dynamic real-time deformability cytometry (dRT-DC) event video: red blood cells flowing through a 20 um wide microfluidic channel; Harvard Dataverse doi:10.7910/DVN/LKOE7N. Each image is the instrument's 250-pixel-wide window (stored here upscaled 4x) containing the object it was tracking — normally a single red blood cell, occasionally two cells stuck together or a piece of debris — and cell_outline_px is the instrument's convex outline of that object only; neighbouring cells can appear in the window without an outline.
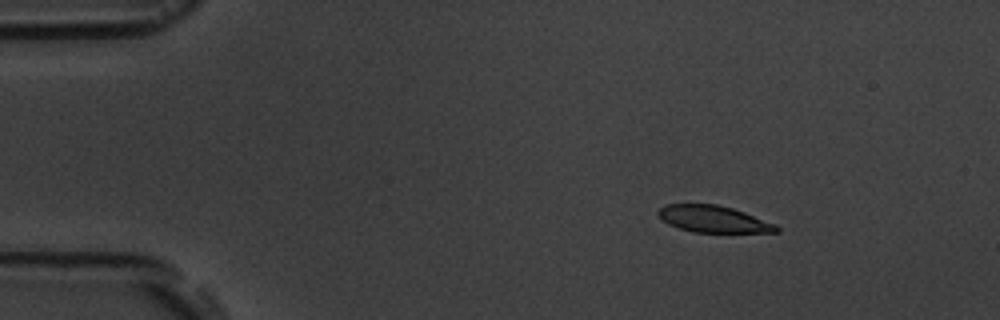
{"species": "common noctule bat (a hibernating species)", "species_latin": "Nyctalus noctula", "temperature_condition": "room temperature", "stored_images_in_passage": 3, "camera_frame_rate_fps": 3000, "um_per_image_px": 0.085, "animal": {"sex": "male", "body_mass_g": 19.5, "forearm_length_mm": 54.6}, "frame": {"image": 1, "passage_image": 1, "time_ms": 0.0, "image_size_px": [1000, 320], "cell_outline_px": [[780, 232], [692, 232], [668, 224], [656, 212], [664, 204], [716, 204], [732, 208], [744, 212], [776, 224], [780, 228]], "centroid_in_image_um": [60.65, 18.62], "position_along_channel_um": 24.4, "area_um2": 18.32}}